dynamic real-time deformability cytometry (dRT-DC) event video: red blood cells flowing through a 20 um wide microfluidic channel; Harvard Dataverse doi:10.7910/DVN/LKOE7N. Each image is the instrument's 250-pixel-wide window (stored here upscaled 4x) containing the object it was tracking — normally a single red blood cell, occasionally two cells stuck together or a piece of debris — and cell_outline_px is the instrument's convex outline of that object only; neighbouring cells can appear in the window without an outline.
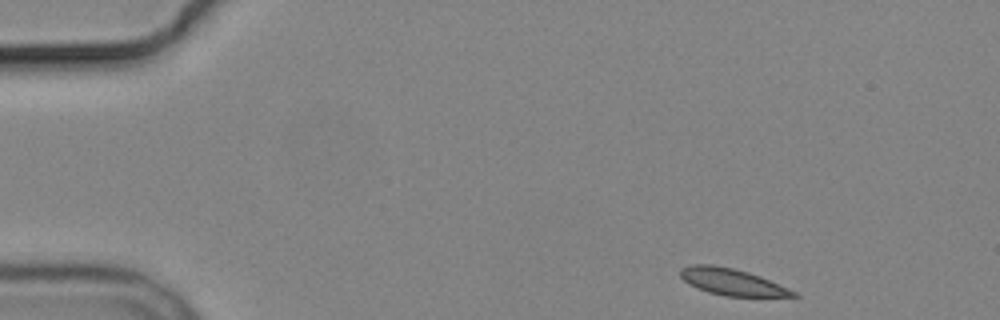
{"species": "common noctule bat (a hibernating species)", "species_latin": "Nyctalus noctula", "temperature_condition": "cold", "stored_images_in_passage": 3, "camera_frame_rate_fps": 3000, "um_per_image_px": 0.085, "animal": {"sex": "male", "body_mass_g": 19.2, "forearm_length_mm": 51.8}, "frame": {"image": 1, "passage_image": 1, "time_ms": 0.0, "image_size_px": [1000, 320], "cell_outline_px": [[800, 296], [724, 296], [708, 292], [684, 280], [680, 276], [680, 268], [692, 264], [712, 264], [732, 268], [748, 272], [760, 276], [788, 288], [796, 292]], "centroid_in_image_um": [62.21, 23.95], "position_along_channel_um": 22.8, "area_um2": 17.22}}
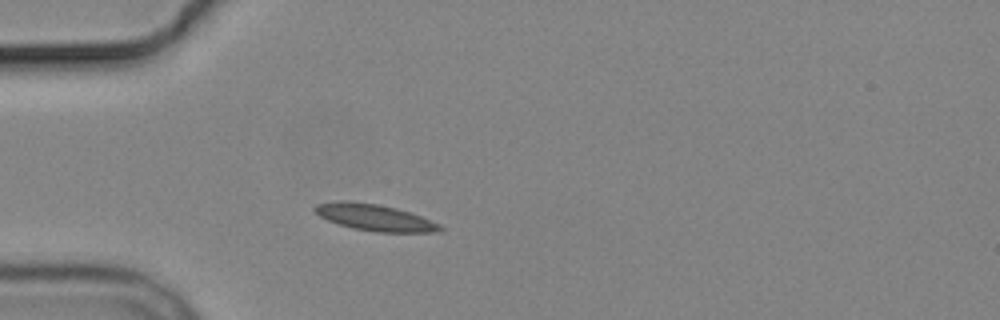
{"frame": {"image": 2, "passage_image": 3, "time_ms": 3.0, "image_size_px": [1000, 320], "cell_outline_px": [[444, 228], [436, 232], [376, 232], [352, 228], [328, 220], [320, 216], [312, 208], [316, 204], [340, 200], [344, 200], [376, 204], [396, 208], [420, 216], [440, 224]], "centroid_in_image_um": [31.83, 18.48], "position_along_channel_um": 53.2, "area_um2": 19.13}}